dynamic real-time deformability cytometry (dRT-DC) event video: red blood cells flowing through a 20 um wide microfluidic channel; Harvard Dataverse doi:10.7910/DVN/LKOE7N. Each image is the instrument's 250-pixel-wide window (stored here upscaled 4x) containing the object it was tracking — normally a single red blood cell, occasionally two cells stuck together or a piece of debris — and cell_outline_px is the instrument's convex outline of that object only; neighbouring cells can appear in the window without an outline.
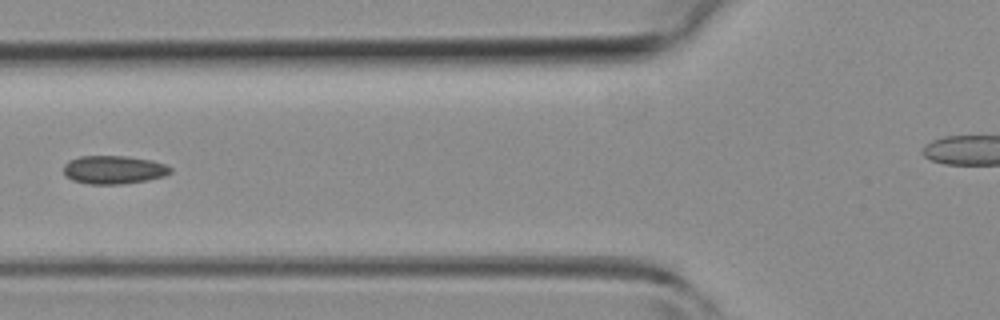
{"species": "common noctule bat (a hibernating species)", "species_latin": "Nyctalus noctula", "temperature_condition": "room temperature", "stored_images_in_passage": 3, "camera_frame_rate_fps": 3000, "um_per_image_px": 0.085, "animal": {"sex": "female", "body_mass_g": 19.3, "forearm_length_mm": 54.1}, "frame": {"image": 1, "passage_image": 3, "time_ms": 2.333, "image_size_px": [1000, 320], "cell_outline_px": [[172, 172], [164, 176], [148, 180], [120, 184], [88, 184], [72, 180], [64, 176], [64, 164], [68, 160], [80, 156], [124, 156], [152, 160], [164, 164], [172, 168]], "centroid_in_image_um": [9.64, 14.43], "position_along_channel_um": 116.2, "area_um2": 17.74}}